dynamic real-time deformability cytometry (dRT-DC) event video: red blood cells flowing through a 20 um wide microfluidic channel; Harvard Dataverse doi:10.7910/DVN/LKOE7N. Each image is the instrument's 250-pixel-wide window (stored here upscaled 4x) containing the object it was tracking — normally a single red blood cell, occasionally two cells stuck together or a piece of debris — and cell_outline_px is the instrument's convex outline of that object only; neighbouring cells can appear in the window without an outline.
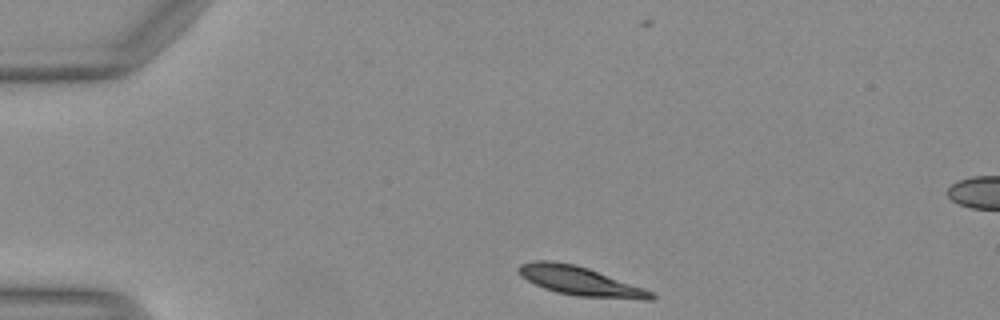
{"species": "Egyptian fruit bat (a non-hibernating species)", "species_latin": "Rousettus aegyptiacus", "temperature_condition": "warm", "stored_images_in_passage": 36, "camera_frame_rate_fps": 3000, "um_per_image_px": 0.085, "animal": {"sex": "female"}, "frame": {"image": 1, "passage_image": 1, "time_ms": 0.0, "image_size_px": [1000, 320], "cell_outline_px": [[656, 296], [652, 300], [644, 300], [576, 296], [556, 292], [544, 288], [520, 276], [516, 268], [520, 264], [532, 260], [552, 260], [576, 264], [588, 268], [644, 288], [652, 292]], "centroid_in_image_um": [49.29, 23.88], "position_along_channel_um": 35.7, "area_um2": 22.54}}
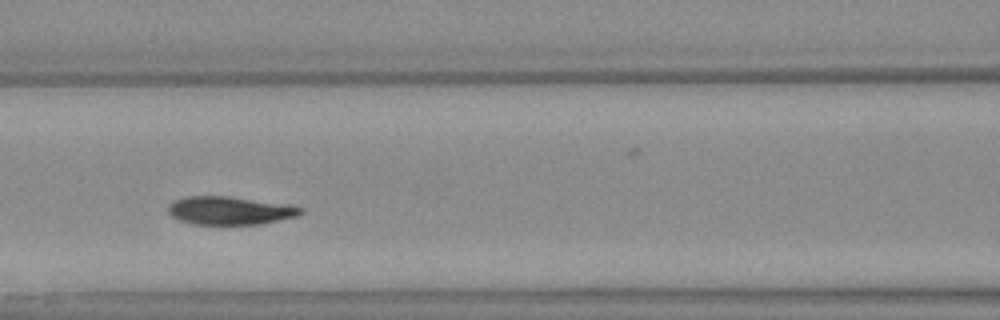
{"frame": {"image": 2, "passage_image": 13, "time_ms": 4.0, "image_size_px": [1000, 320], "cell_outline_px": [[304, 212], [296, 216], [260, 224], [192, 224], [180, 220], [172, 216], [168, 212], [168, 204], [176, 200], [188, 196], [228, 196], [284, 204], [304, 208]], "centroid_in_image_um": [19.51, 17.9], "position_along_channel_um": 147.1, "area_um2": 21.5}}
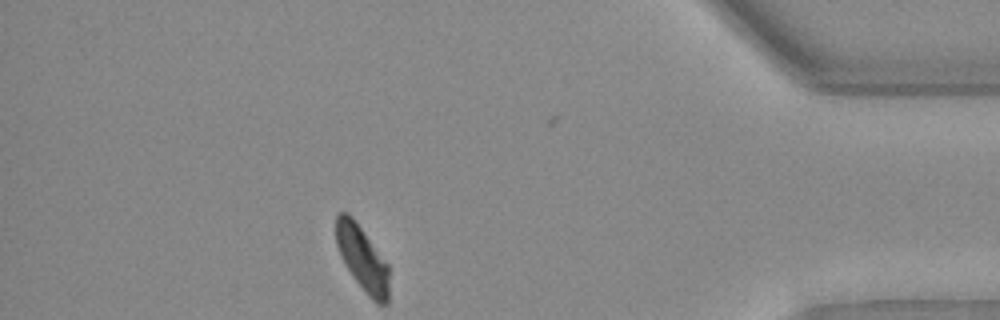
{"frame": {"image": 3, "passage_image": 35, "time_ms": 11.333, "image_size_px": [1000, 320], "cell_outline_px": [[388, 304], [376, 304], [368, 296], [352, 276], [340, 256], [336, 244], [336, 216], [340, 212], [348, 212], [352, 216], [388, 264]], "centroid_in_image_um": [30.79, 21.98], "position_along_channel_um": 404.4, "area_um2": 20.0}, "authors_computed_cell_mechanics": {"area_um2": 22.5709, "velocity_mm_per_s": 4.0724, "shape_relaxation_time_tau1_ms": 2.1626, "shape_relaxation_time_tau2_ms": null, "deformation_change_tau1": 0.1387, "deformation_change_tau2": null}}